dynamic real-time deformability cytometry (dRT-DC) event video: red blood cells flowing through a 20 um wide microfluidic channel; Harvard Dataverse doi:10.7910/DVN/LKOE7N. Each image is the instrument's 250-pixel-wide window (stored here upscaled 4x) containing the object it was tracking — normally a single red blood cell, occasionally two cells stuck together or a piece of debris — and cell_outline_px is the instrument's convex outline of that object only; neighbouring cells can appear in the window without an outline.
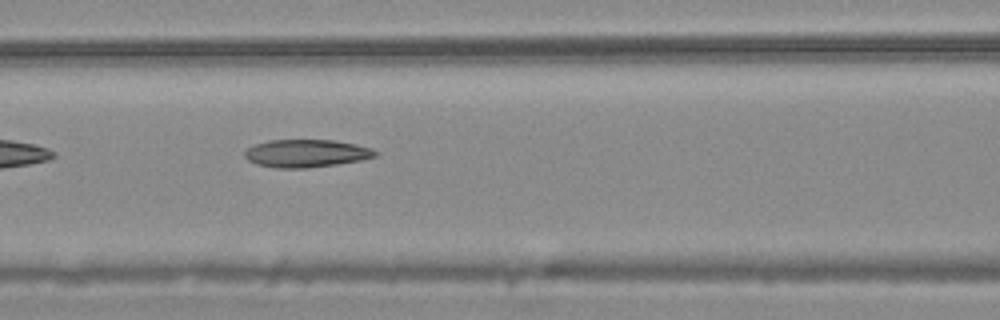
{"species": "common noctule bat (a hibernating species)", "species_latin": "Nyctalus noctula", "temperature_condition": "warm", "stored_images_in_passage": 10, "camera_frame_rate_fps": 3000, "um_per_image_px": 0.085, "animal": {"sex": "male", "body_mass_g": 20.4}, "frame": {"image": 1, "passage_image": 6, "time_ms": 1.667, "image_size_px": [1000, 320], "cell_outline_px": [[380, 152], [376, 156], [360, 160], [336, 164], [308, 168], [276, 168], [256, 164], [248, 160], [244, 156], [244, 152], [248, 148], [256, 144], [268, 140], [336, 140], [356, 144], [372, 148]], "centroid_in_image_um": [26.05, 13.03], "position_along_channel_um": 140.6, "area_um2": 21.21}}